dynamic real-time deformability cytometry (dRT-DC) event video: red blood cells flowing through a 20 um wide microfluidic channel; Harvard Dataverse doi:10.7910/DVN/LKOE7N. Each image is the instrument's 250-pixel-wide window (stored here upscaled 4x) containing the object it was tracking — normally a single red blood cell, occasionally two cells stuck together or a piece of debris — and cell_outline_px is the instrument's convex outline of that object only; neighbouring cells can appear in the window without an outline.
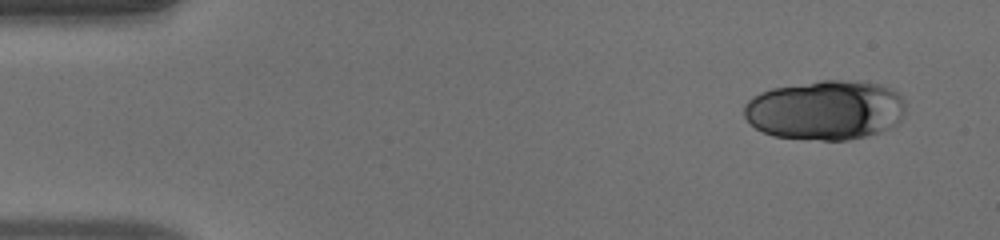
{"species": "human", "species_latin": "Homo sapiens", "temperature_condition": "warm", "stored_images_in_passage": 48, "camera_frame_rate_fps": 3000, "um_per_image_px": 0.085, "donor": {"sex": "male"}, "frame": {"image": 1, "passage_image": 1, "time_ms": 0.0, "image_size_px": [1000, 240], "cell_outline_px": [[904, 112], [900, 120], [896, 124], [888, 128], [864, 136], [848, 140], [820, 140], [772, 136], [756, 128], [744, 116], [744, 104], [752, 96], [760, 92], [772, 88], [820, 80], [860, 80], [880, 84], [900, 92], [904, 100]], "centroid_in_image_um": [70.16, 9.33], "position_along_channel_um": 14.8, "area_um2": 56.41}}
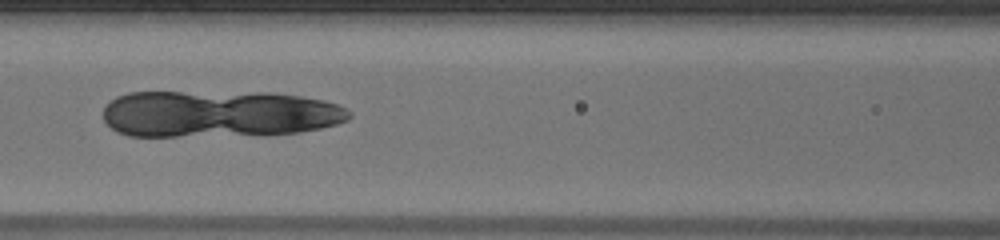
{"frame": {"image": 2, "passage_image": 20, "time_ms": 6.333, "image_size_px": [1000, 240], "cell_outline_px": [[352, 116], [348, 120], [336, 124], [320, 128], [300, 132], [176, 136], [128, 136], [116, 132], [104, 120], [104, 108], [116, 96], [128, 92], [268, 92], [300, 96], [324, 100], [348, 108], [352, 112]], "centroid_in_image_um": [18.61, 9.65], "position_along_channel_um": 148.0, "area_um2": 67.11}}
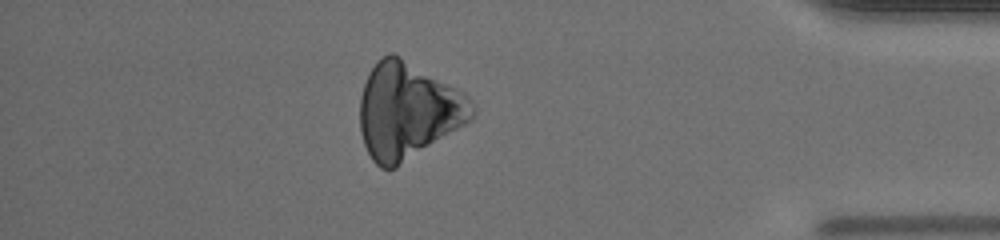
{"frame": {"image": 3, "passage_image": 42, "time_ms": 13.667, "image_size_px": [1000, 240], "cell_outline_px": [[476, 112], [472, 120], [396, 168], [380, 168], [372, 160], [364, 144], [360, 132], [360, 96], [368, 72], [388, 52], [392, 52], [400, 56], [464, 92], [476, 104]], "centroid_in_image_um": [34.68, 9.42], "position_along_channel_um": 400.5, "area_um2": 62.94}}